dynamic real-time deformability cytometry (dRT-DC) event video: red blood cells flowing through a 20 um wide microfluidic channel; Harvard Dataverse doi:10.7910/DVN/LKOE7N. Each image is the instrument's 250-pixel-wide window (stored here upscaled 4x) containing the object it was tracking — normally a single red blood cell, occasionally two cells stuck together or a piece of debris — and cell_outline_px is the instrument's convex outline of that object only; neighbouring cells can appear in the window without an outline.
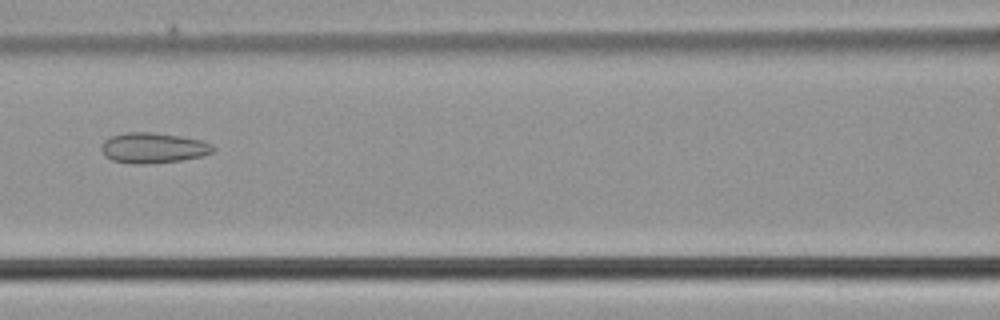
{"species": "common noctule bat (a hibernating species)", "species_latin": "Nyctalus noctula", "temperature_condition": "cold", "stored_images_in_passage": 35, "camera_frame_rate_fps": 3000, "um_per_image_px": 0.085, "animal": {"sex": "male", "body_mass_g": 21.5, "forearm_length_mm": 52.0}, "frame": {"image": 1, "passage_image": 7, "time_ms": 2.0, "image_size_px": [1000, 320], "cell_outline_px": [[216, 148], [212, 152], [204, 156], [180, 160], [148, 164], [132, 164], [112, 160], [104, 156], [100, 148], [100, 144], [104, 140], [112, 136], [124, 132], [152, 132], [180, 136], [200, 140], [212, 144]], "centroid_in_image_um": [12.99, 12.57], "position_along_channel_um": 153.6, "area_um2": 20.0}}
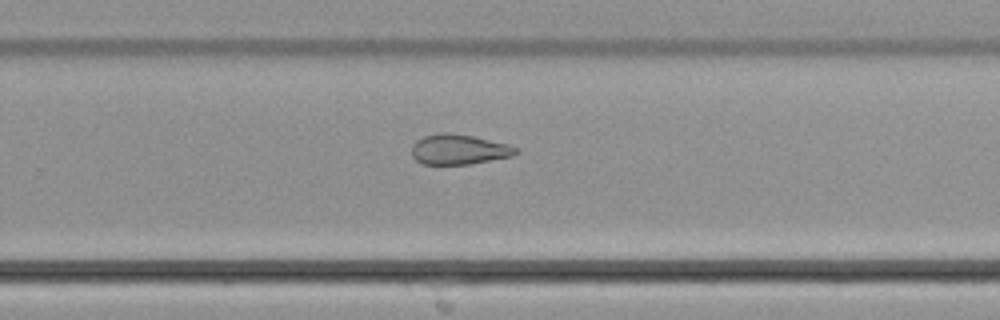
{"frame": {"image": 2, "passage_image": 17, "time_ms": 5.333, "image_size_px": [1000, 320], "cell_outline_px": [[520, 152], [512, 156], [468, 164], [424, 164], [416, 160], [412, 156], [412, 144], [416, 140], [424, 136], [440, 132], [448, 132], [472, 136], [508, 144], [516, 148]], "centroid_in_image_um": [38.98, 12.69], "position_along_channel_um": 290.8, "area_um2": 18.21}}
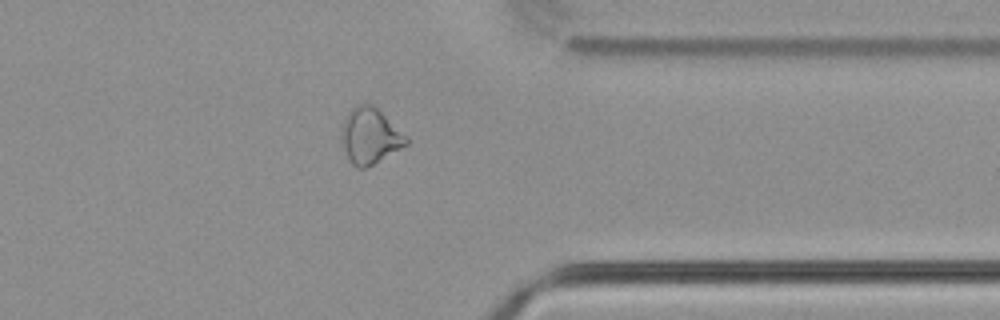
{"frame": {"image": 3, "passage_image": 24, "time_ms": 7.667, "image_size_px": [1000, 320], "cell_outline_px": [[408, 144], [372, 164], [364, 168], [356, 168], [352, 164], [340, 144], [340, 132], [344, 116], [352, 108], [360, 104], [372, 104], [408, 136]], "centroid_in_image_um": [31.41, 11.55], "position_along_channel_um": 380.0, "area_um2": 21.1}}